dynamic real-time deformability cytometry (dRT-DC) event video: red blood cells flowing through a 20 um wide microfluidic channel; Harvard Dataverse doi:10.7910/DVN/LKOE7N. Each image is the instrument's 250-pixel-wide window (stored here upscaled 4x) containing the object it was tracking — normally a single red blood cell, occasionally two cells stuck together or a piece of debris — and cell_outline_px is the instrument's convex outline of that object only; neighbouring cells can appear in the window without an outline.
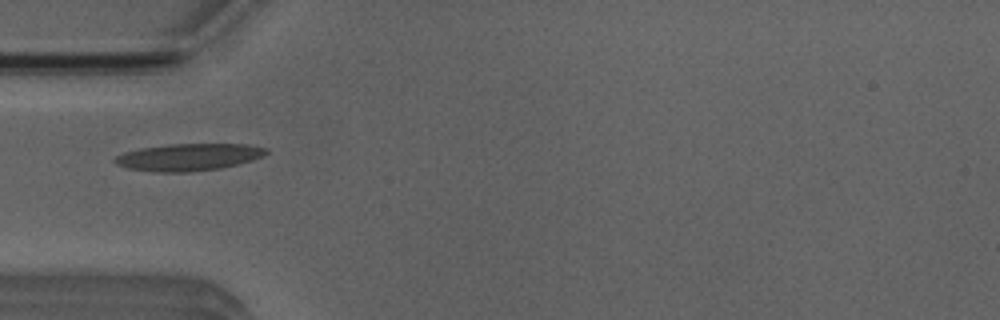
{"species": "Egyptian fruit bat (a non-hibernating species)", "species_latin": "Rousettus aegyptiacus", "temperature_condition": "room temperature", "stored_images_in_passage": 5, "camera_frame_rate_fps": 3000, "um_per_image_px": 0.085, "animal": {"sex": "male"}, "frame": {"image": 1, "passage_image": 5, "time_ms": 4.667, "image_size_px": [1000, 320], "cell_outline_px": [[268, 152], [264, 156], [252, 160], [220, 168], [188, 172], [152, 172], [128, 168], [116, 164], [112, 160], [116, 156], [124, 152], [140, 148], [168, 144], [248, 144], [268, 148]], "centroid_in_image_um": [16.02, 13.35], "position_along_channel_um": 69.0, "area_um2": 23.99}}